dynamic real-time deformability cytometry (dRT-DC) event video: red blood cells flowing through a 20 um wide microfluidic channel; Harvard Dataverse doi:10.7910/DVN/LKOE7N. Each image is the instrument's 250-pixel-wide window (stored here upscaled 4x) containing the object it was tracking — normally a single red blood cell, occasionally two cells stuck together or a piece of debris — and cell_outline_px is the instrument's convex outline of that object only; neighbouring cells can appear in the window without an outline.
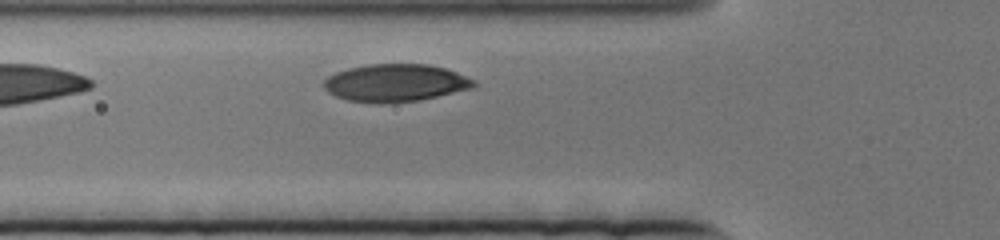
{"species": "human", "species_latin": "Homo sapiens", "temperature_condition": "cold", "stored_images_in_passage": 42, "camera_frame_rate_fps": 3000, "um_per_image_px": 0.085, "donor": {"sex": "female"}, "frame": {"image": 1, "passage_image": 3, "time_ms": 0.667, "image_size_px": [1000, 240], "cell_outline_px": [[476, 88], [420, 100], [384, 104], [376, 104], [348, 100], [336, 96], [328, 92], [324, 88], [324, 80], [328, 76], [336, 72], [348, 68], [368, 64], [428, 64], [444, 68], [456, 72], [476, 80]], "centroid_in_image_um": [33.64, 7.06], "position_along_channel_um": 92.2, "area_um2": 33.18}}
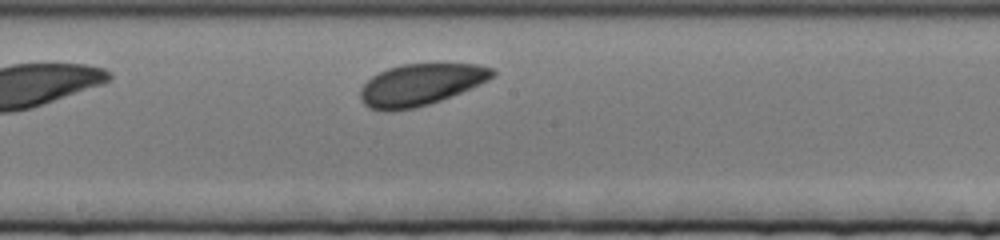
{"frame": {"image": 2, "passage_image": 19, "time_ms": 6.0, "image_size_px": [1000, 240], "cell_outline_px": [[496, 72], [488, 80], [472, 88], [440, 100], [416, 108], [392, 112], [384, 112], [368, 108], [360, 100], [360, 88], [372, 76], [388, 68], [404, 64], [476, 64], [492, 68]], "centroid_in_image_um": [35.71, 7.22], "position_along_channel_um": 212.5, "area_um2": 32.14}}
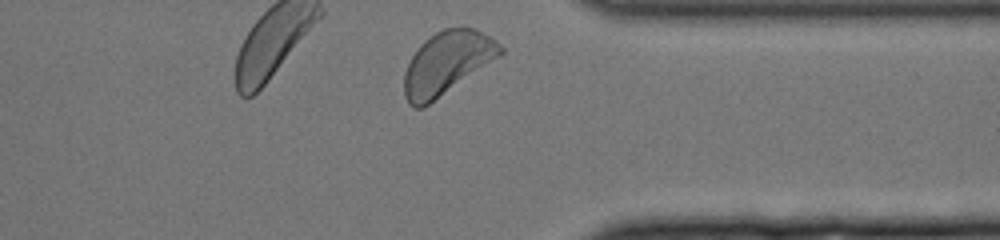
{"frame": {"image": 3, "passage_image": 41, "time_ms": 13.333, "image_size_px": [1000, 240], "cell_outline_px": [[504, 52], [500, 56], [424, 108], [412, 108], [408, 104], [404, 96], [404, 72], [416, 48], [424, 40], [436, 32], [444, 28], [476, 28], [488, 36], [504, 48]], "centroid_in_image_um": [37.96, 5.38], "position_along_channel_um": 373.4, "area_um2": 35.2}}